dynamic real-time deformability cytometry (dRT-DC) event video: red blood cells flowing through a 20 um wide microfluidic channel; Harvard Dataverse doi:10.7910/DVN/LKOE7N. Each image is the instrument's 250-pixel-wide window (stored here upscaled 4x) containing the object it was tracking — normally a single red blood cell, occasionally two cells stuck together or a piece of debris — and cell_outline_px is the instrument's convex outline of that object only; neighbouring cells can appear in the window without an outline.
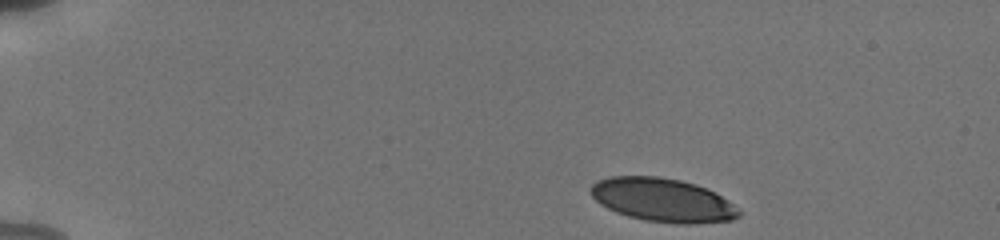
{"species": "human", "species_latin": "Homo sapiens", "temperature_condition": "cold", "stored_images_in_passage": 46, "camera_frame_rate_fps": 3000, "um_per_image_px": 0.085, "donor": {"sex": "male"}, "frame": {"image": 1, "passage_image": 1, "time_ms": 0.0, "image_size_px": [1000, 240], "cell_outline_px": [[740, 216], [732, 220], [696, 224], [676, 224], [644, 220], [628, 216], [616, 212], [600, 204], [592, 196], [592, 184], [596, 180], [612, 176], [656, 176], [680, 180], [696, 184], [708, 188], [728, 200], [740, 208]], "centroid_in_image_um": [56.37, 17.01], "position_along_channel_um": 28.6, "area_um2": 37.86}}
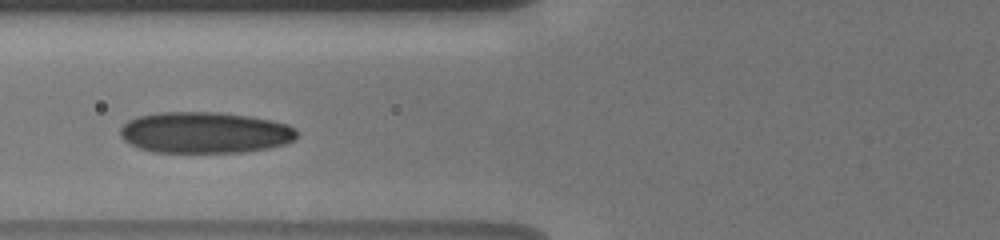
{"frame": {"image": 2, "passage_image": 15, "time_ms": 4.667, "image_size_px": [1000, 240], "cell_outline_px": [[300, 132], [292, 140], [284, 144], [268, 148], [240, 152], [152, 152], [140, 148], [124, 140], [120, 136], [120, 128], [128, 120], [136, 116], [160, 112], [216, 112], [248, 116], [272, 120], [288, 124], [296, 128]], "centroid_in_image_um": [17.41, 11.26], "position_along_channel_um": 108.4, "area_um2": 42.54}}
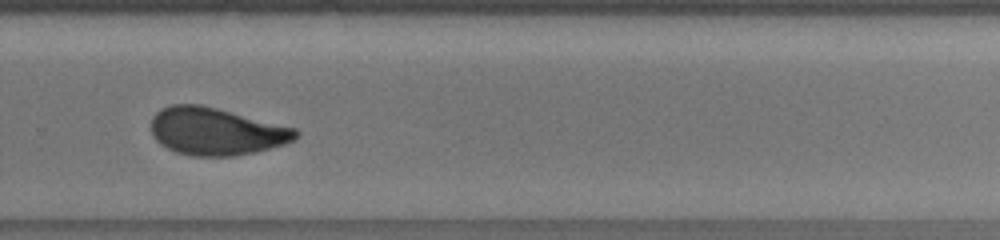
{"frame": {"image": 3, "passage_image": 31, "time_ms": 10.0, "image_size_px": [1000, 240], "cell_outline_px": [[300, 132], [292, 140], [284, 144], [236, 156], [192, 156], [176, 152], [160, 144], [152, 136], [152, 116], [156, 112], [172, 104], [200, 104], [296, 128]], "centroid_in_image_um": [18.33, 11.17], "position_along_channel_um": 311.5, "area_um2": 39.65}, "authors_computed_cell_mechanics": {"area_um2": 40.2866, "velocity_mm_per_s": 3.8148, "shape_relaxation_time_tau1_ms": 5.0711, "shape_relaxation_time_tau2_ms": 1.4623, "deformation_change_tau1": 0.153, "deformation_change_tau2": 0.0735}}